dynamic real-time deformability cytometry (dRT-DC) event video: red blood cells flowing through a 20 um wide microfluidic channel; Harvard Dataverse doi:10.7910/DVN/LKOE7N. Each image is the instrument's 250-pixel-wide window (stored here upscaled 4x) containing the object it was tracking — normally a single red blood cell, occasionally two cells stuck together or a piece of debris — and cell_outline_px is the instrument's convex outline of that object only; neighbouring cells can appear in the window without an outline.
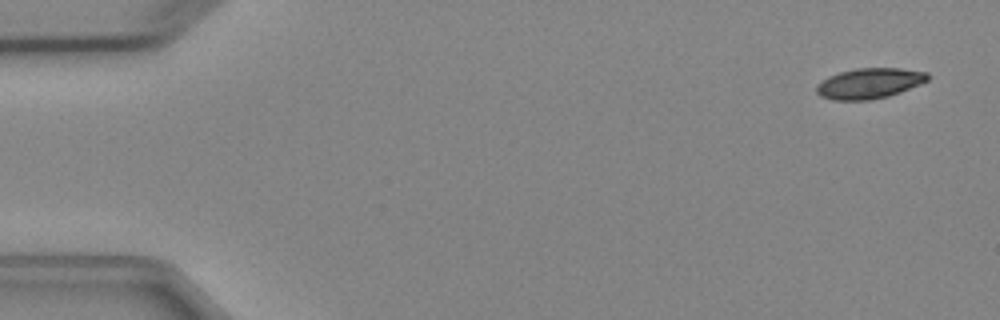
{"species": "Egyptian fruit bat (a non-hibernating species)", "species_latin": "Rousettus aegyptiacus", "temperature_condition": "cold", "stored_images_in_passage": 7, "camera_frame_rate_fps": 3000, "um_per_image_px": 0.085, "animal": {"sex": "female"}, "frame": {"image": 1, "passage_image": 1, "time_ms": 0.0, "image_size_px": [1000, 320], "cell_outline_px": [[928, 80], [920, 84], [900, 92], [888, 96], [868, 100], [832, 100], [820, 96], [816, 92], [816, 84], [828, 76], [840, 72], [856, 68], [900, 68], [928, 72]], "centroid_in_image_um": [73.87, 7.08], "position_along_channel_um": 11.1, "area_um2": 19.77}}
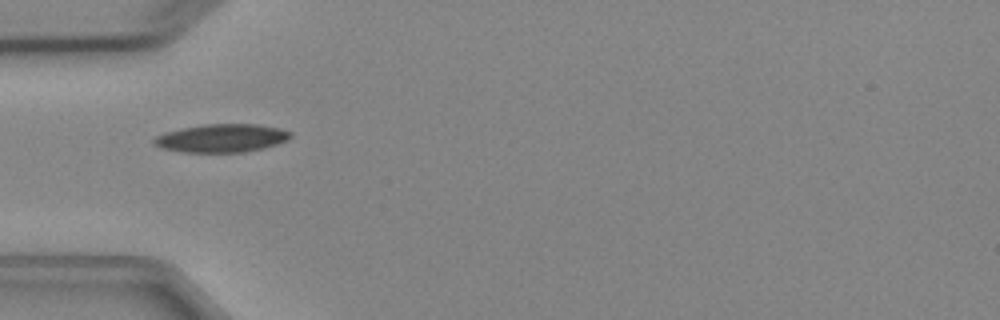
{"frame": {"image": 2, "passage_image": 5, "time_ms": 4.667, "image_size_px": [1000, 320], "cell_outline_px": [[292, 136], [288, 140], [276, 144], [244, 152], [184, 152], [164, 148], [152, 144], [152, 140], [156, 136], [164, 132], [180, 128], [204, 124], [256, 124], [280, 128], [292, 132]], "centroid_in_image_um": [18.83, 11.73], "position_along_channel_um": 66.2, "area_um2": 22.43}}